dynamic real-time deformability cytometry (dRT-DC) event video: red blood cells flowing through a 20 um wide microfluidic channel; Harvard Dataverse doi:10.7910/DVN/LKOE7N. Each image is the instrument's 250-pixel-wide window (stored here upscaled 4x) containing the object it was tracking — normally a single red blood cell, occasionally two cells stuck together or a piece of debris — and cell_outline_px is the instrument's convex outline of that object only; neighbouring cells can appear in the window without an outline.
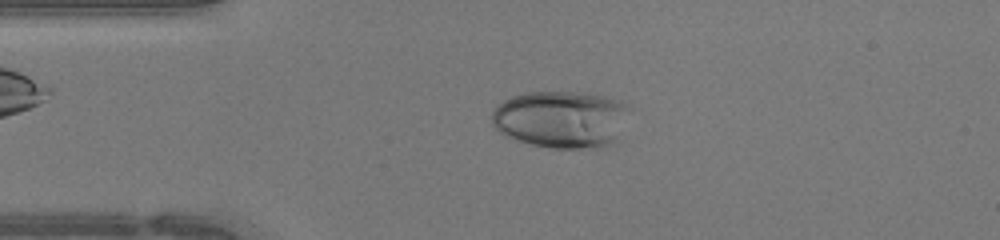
{"species": "human", "species_latin": "Homo sapiens", "temperature_condition": "warm", "stored_images_in_passage": 46, "camera_frame_rate_fps": 3000, "um_per_image_px": 0.085, "donor": {"sex": "female"}, "frame": {"image": 1, "passage_image": 10, "time_ms": 3.0, "image_size_px": [1000, 240], "cell_outline_px": [[632, 108], [608, 148], [552, 148], [512, 140], [504, 136], [492, 124], [492, 112], [504, 100], [512, 96], [524, 92], [580, 92], [608, 96], [620, 100], [628, 104]], "centroid_in_image_um": [47.7, 10.13], "position_along_channel_um": 37.3, "area_um2": 46.24}}
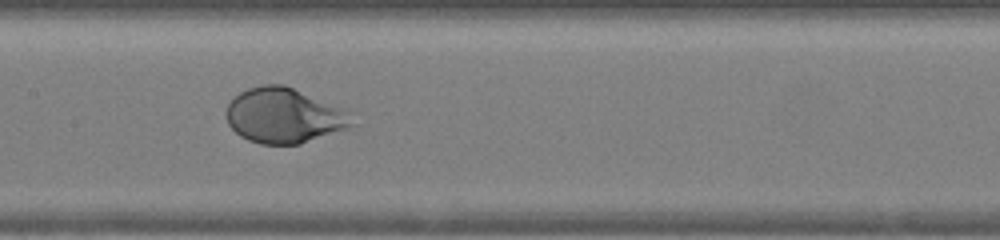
{"frame": {"image": 2, "passage_image": 22, "time_ms": 7.0, "image_size_px": [1000, 240], "cell_outline_px": [[352, 124], [348, 128], [300, 144], [260, 144], [248, 140], [240, 136], [228, 124], [224, 112], [228, 104], [240, 92], [248, 88], [264, 84], [284, 84], [344, 108]], "centroid_in_image_um": [24.09, 9.82], "position_along_channel_um": 183.3, "area_um2": 40.17}}
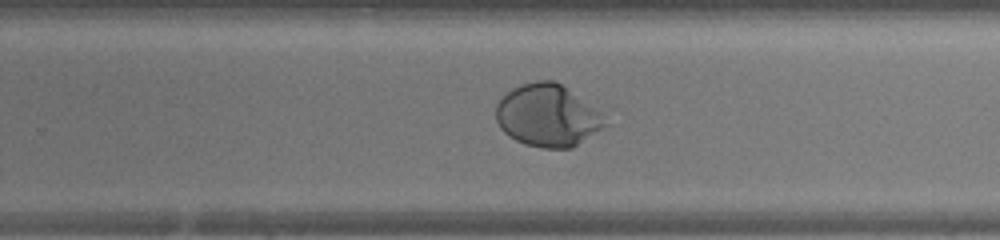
{"frame": {"image": 3, "passage_image": 29, "time_ms": 9.333, "image_size_px": [1000, 240], "cell_outline_px": [[608, 124], [604, 128], [572, 148], [544, 148], [524, 144], [508, 136], [500, 128], [496, 120], [496, 104], [512, 88], [520, 84], [536, 80], [556, 80], [600, 112]], "centroid_in_image_um": [46.53, 9.82], "position_along_channel_um": 283.3, "area_um2": 39.54}, "authors_computed_cell_mechanics": {"area_um2": 43.2344, "velocity_mm_per_s": 4.3009, "shape_relaxation_time_tau1_ms": 3.504, "shape_relaxation_time_tau2_ms": null, "deformation_change_tau1": 0.2079, "deformation_change_tau2": null}}